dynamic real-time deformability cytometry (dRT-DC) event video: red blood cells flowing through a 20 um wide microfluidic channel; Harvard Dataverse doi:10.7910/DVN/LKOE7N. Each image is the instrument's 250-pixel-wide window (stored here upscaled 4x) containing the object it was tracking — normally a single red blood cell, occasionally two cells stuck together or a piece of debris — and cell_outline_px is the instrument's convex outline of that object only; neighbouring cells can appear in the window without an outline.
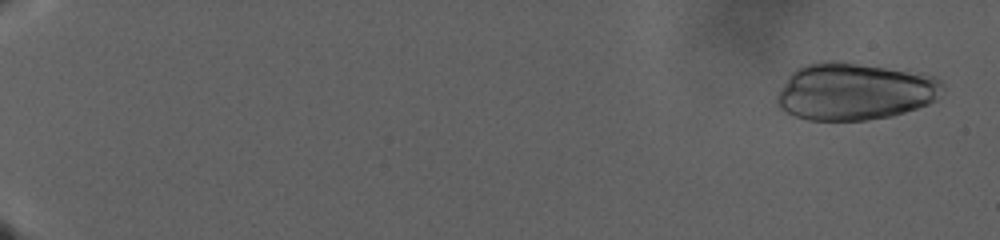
{"species": "human", "species_latin": "Homo sapiens", "temperature_condition": "warm", "stored_images_in_passage": 128, "camera_frame_rate_fps": 3000, "um_per_image_px": 0.085, "donor": {"sex": "male"}, "frame": {"image": 1, "passage_image": 6, "time_ms": 1.667, "image_size_px": [1000, 240], "cell_outline_px": [[944, 88], [936, 100], [928, 104], [892, 116], [864, 120], [808, 120], [784, 112], [780, 108], [776, 100], [776, 96], [780, 88], [788, 76], [796, 68], [804, 64], [832, 60], [840, 60], [924, 72], [936, 76], [944, 84]], "centroid_in_image_um": [72.67, 7.74], "position_along_channel_um": 12.3, "area_um2": 56.18}}
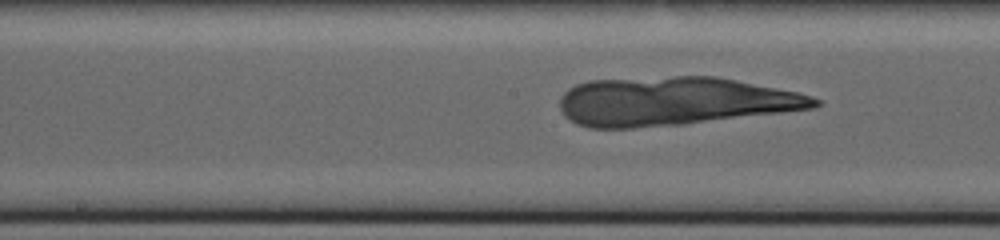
{"frame": {"image": 2, "passage_image": 75, "time_ms": 24.667, "image_size_px": [1000, 240], "cell_outline_px": [[824, 104], [816, 108], [684, 124], [632, 128], [588, 128], [576, 124], [568, 120], [564, 116], [560, 108], [560, 96], [568, 88], [576, 84], [588, 80], [676, 76], [716, 76], [796, 92], [812, 96], [820, 100]], "centroid_in_image_um": [57.27, 8.61], "position_along_channel_um": 190.9, "area_um2": 72.42}}
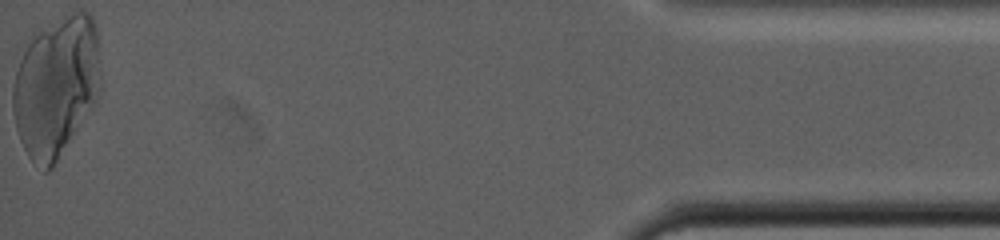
{"frame": {"image": 3, "passage_image": 128, "time_ms": 42.333, "image_size_px": [1000, 240], "cell_outline_px": [[100, 88], [96, 100], [52, 168], [48, 172], [44, 172], [28, 156], [20, 140], [16, 128], [12, 108], [12, 88], [16, 72], [20, 60], [28, 44], [40, 32], [72, 12], [88, 12], [92, 16], [96, 28]], "centroid_in_image_um": [4.75, 7.39], "position_along_channel_um": 430.4, "area_um2": 70.28}}